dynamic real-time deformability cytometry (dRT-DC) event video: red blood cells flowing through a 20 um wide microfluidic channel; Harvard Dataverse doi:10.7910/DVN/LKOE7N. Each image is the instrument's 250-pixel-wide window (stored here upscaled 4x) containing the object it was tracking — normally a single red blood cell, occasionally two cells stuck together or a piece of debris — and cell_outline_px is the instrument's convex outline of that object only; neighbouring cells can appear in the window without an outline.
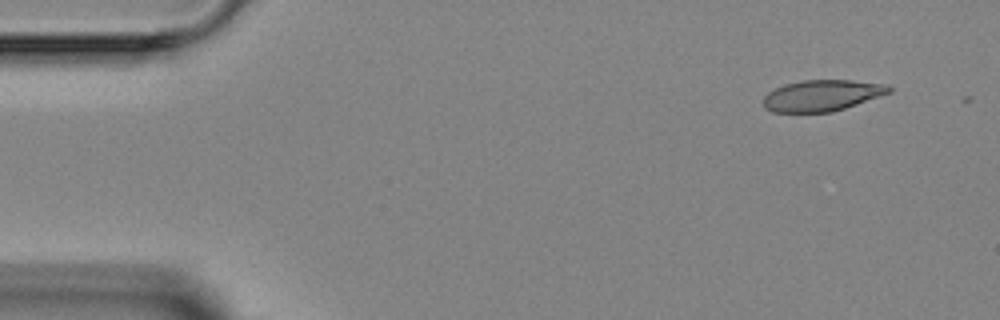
{"species": "Egyptian fruit bat (a non-hibernating species)", "species_latin": "Rousettus aegyptiacus", "temperature_condition": "room temperature", "stored_images_in_passage": 5, "camera_frame_rate_fps": 3000, "um_per_image_px": 0.085, "animal": {"sex": "female"}, "frame": {"image": 1, "passage_image": 2, "time_ms": 1.0, "image_size_px": [1000, 320], "cell_outline_px": [[892, 92], [832, 112], [772, 112], [764, 108], [764, 96], [768, 92], [784, 84], [804, 80], [852, 80], [888, 84], [892, 88]], "centroid_in_image_um": [69.88, 8.11], "position_along_channel_um": 15.1, "area_um2": 22.83}}
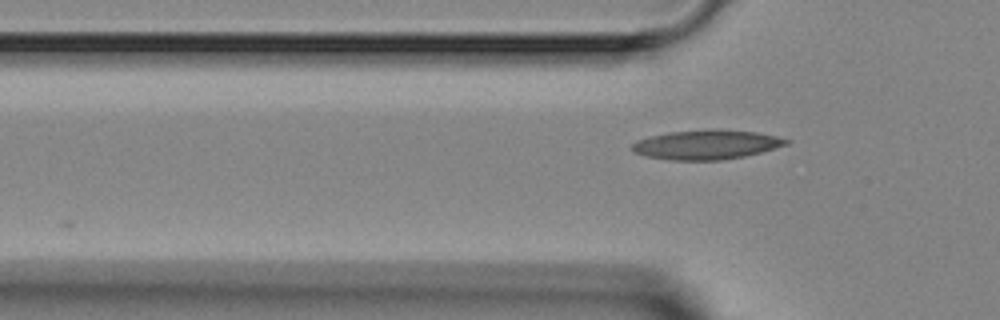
{"frame": {"image": 2, "passage_image": 5, "time_ms": 4.667, "image_size_px": [1000, 320], "cell_outline_px": [[792, 140], [788, 144], [760, 152], [744, 156], [720, 160], [672, 160], [648, 156], [632, 152], [632, 144], [636, 140], [648, 136], [668, 132], [708, 128], [716, 128], [756, 132], [776, 136]], "centroid_in_image_um": [60.03, 12.27], "position_along_channel_um": 65.8, "area_um2": 26.65}}